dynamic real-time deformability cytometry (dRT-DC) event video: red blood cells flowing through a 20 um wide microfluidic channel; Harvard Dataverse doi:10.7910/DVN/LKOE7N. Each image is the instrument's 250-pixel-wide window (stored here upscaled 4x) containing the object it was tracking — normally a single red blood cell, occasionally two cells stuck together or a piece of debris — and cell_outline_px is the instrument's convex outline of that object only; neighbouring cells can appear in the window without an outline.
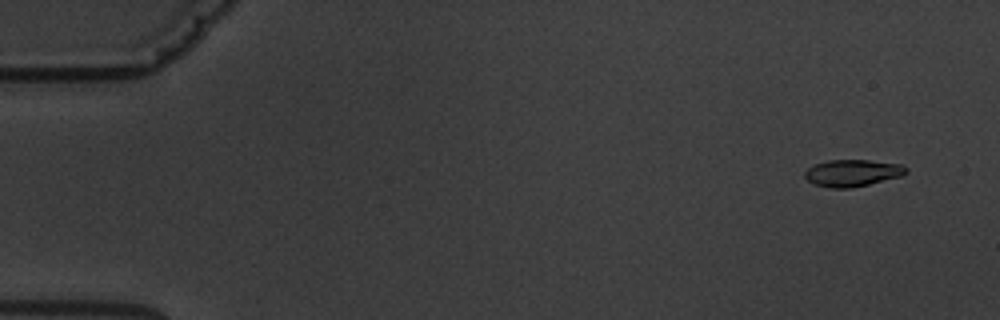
{"species": "common noctule bat (a hibernating species)", "species_latin": "Nyctalus noctula", "temperature_condition": "warm", "stored_images_in_passage": 5, "camera_frame_rate_fps": 3000, "um_per_image_px": 0.085, "animal": {"sex": "male", "body_mass_g": 19.5, "forearm_length_mm": 54.6}, "frame": {"image": 1, "passage_image": 1, "time_ms": 0.0, "image_size_px": [1000, 320], "cell_outline_px": [[908, 172], [904, 176], [852, 188], [832, 188], [816, 184], [808, 180], [804, 176], [804, 172], [808, 168], [816, 164], [828, 160], [868, 160], [904, 164], [908, 168]], "centroid_in_image_um": [72.53, 14.7], "position_along_channel_um": 12.5, "area_um2": 16.01}}
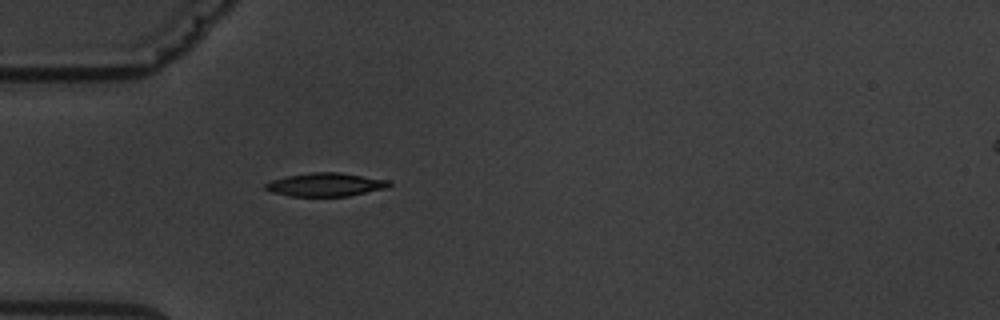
{"frame": {"image": 2, "passage_image": 5, "time_ms": 4.667, "image_size_px": [1000, 320], "cell_outline_px": [[392, 184], [388, 188], [348, 196], [292, 196], [272, 192], [264, 188], [264, 184], [272, 180], [288, 176], [312, 172], [340, 172], [388, 180]], "centroid_in_image_um": [27.7, 15.69], "position_along_channel_um": 57.3, "area_um2": 16.82}}